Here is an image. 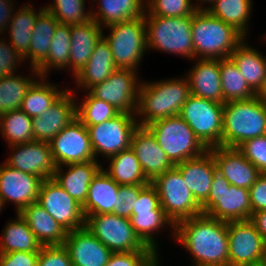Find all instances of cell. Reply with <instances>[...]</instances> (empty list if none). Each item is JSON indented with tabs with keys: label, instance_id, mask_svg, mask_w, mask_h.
<instances>
[{
	"label": "cell",
	"instance_id": "34",
	"mask_svg": "<svg viewBox=\"0 0 266 266\" xmlns=\"http://www.w3.org/2000/svg\"><path fill=\"white\" fill-rule=\"evenodd\" d=\"M1 237L0 253L39 252L43 247L20 213L5 225Z\"/></svg>",
	"mask_w": 266,
	"mask_h": 266
},
{
	"label": "cell",
	"instance_id": "8",
	"mask_svg": "<svg viewBox=\"0 0 266 266\" xmlns=\"http://www.w3.org/2000/svg\"><path fill=\"white\" fill-rule=\"evenodd\" d=\"M110 30L103 37L109 43L117 68L137 70L147 49L145 18H135L106 26Z\"/></svg>",
	"mask_w": 266,
	"mask_h": 266
},
{
	"label": "cell",
	"instance_id": "36",
	"mask_svg": "<svg viewBox=\"0 0 266 266\" xmlns=\"http://www.w3.org/2000/svg\"><path fill=\"white\" fill-rule=\"evenodd\" d=\"M108 170L104 171L119 185H147L151 183L145 176L135 152L123 150L109 157Z\"/></svg>",
	"mask_w": 266,
	"mask_h": 266
},
{
	"label": "cell",
	"instance_id": "52",
	"mask_svg": "<svg viewBox=\"0 0 266 266\" xmlns=\"http://www.w3.org/2000/svg\"><path fill=\"white\" fill-rule=\"evenodd\" d=\"M252 214L266 209V173H261L249 189Z\"/></svg>",
	"mask_w": 266,
	"mask_h": 266
},
{
	"label": "cell",
	"instance_id": "21",
	"mask_svg": "<svg viewBox=\"0 0 266 266\" xmlns=\"http://www.w3.org/2000/svg\"><path fill=\"white\" fill-rule=\"evenodd\" d=\"M208 150L213 155L217 172L231 185L250 189L261 175L238 148L219 146Z\"/></svg>",
	"mask_w": 266,
	"mask_h": 266
},
{
	"label": "cell",
	"instance_id": "55",
	"mask_svg": "<svg viewBox=\"0 0 266 266\" xmlns=\"http://www.w3.org/2000/svg\"><path fill=\"white\" fill-rule=\"evenodd\" d=\"M257 97H259L260 99H262L264 102H266V77L263 83L262 88L260 89V91L257 93Z\"/></svg>",
	"mask_w": 266,
	"mask_h": 266
},
{
	"label": "cell",
	"instance_id": "31",
	"mask_svg": "<svg viewBox=\"0 0 266 266\" xmlns=\"http://www.w3.org/2000/svg\"><path fill=\"white\" fill-rule=\"evenodd\" d=\"M59 22L47 10L43 9L37 16L34 30L29 45V58L31 71L33 76L40 78L39 72L36 70L46 59L49 53V47Z\"/></svg>",
	"mask_w": 266,
	"mask_h": 266
},
{
	"label": "cell",
	"instance_id": "7",
	"mask_svg": "<svg viewBox=\"0 0 266 266\" xmlns=\"http://www.w3.org/2000/svg\"><path fill=\"white\" fill-rule=\"evenodd\" d=\"M201 209L202 214L225 222L250 219L252 208L249 189L231 185L216 171L208 198Z\"/></svg>",
	"mask_w": 266,
	"mask_h": 266
},
{
	"label": "cell",
	"instance_id": "25",
	"mask_svg": "<svg viewBox=\"0 0 266 266\" xmlns=\"http://www.w3.org/2000/svg\"><path fill=\"white\" fill-rule=\"evenodd\" d=\"M68 168L65 173L62 167ZM102 168L97 160H91L84 163H70L63 166H57L53 179L81 206L84 205L89 185L93 177Z\"/></svg>",
	"mask_w": 266,
	"mask_h": 266
},
{
	"label": "cell",
	"instance_id": "24",
	"mask_svg": "<svg viewBox=\"0 0 266 266\" xmlns=\"http://www.w3.org/2000/svg\"><path fill=\"white\" fill-rule=\"evenodd\" d=\"M195 200L202 205L208 198L214 174L217 171L212 153L185 160L175 165Z\"/></svg>",
	"mask_w": 266,
	"mask_h": 266
},
{
	"label": "cell",
	"instance_id": "51",
	"mask_svg": "<svg viewBox=\"0 0 266 266\" xmlns=\"http://www.w3.org/2000/svg\"><path fill=\"white\" fill-rule=\"evenodd\" d=\"M39 252L0 253V266H37Z\"/></svg>",
	"mask_w": 266,
	"mask_h": 266
},
{
	"label": "cell",
	"instance_id": "56",
	"mask_svg": "<svg viewBox=\"0 0 266 266\" xmlns=\"http://www.w3.org/2000/svg\"><path fill=\"white\" fill-rule=\"evenodd\" d=\"M214 2H215V0H197V3H198L197 10H205V8H204L205 6H203V3H206V4L208 3L207 5H209V3H210L209 7H211V5Z\"/></svg>",
	"mask_w": 266,
	"mask_h": 266
},
{
	"label": "cell",
	"instance_id": "46",
	"mask_svg": "<svg viewBox=\"0 0 266 266\" xmlns=\"http://www.w3.org/2000/svg\"><path fill=\"white\" fill-rule=\"evenodd\" d=\"M154 251L112 252L105 266H159Z\"/></svg>",
	"mask_w": 266,
	"mask_h": 266
},
{
	"label": "cell",
	"instance_id": "12",
	"mask_svg": "<svg viewBox=\"0 0 266 266\" xmlns=\"http://www.w3.org/2000/svg\"><path fill=\"white\" fill-rule=\"evenodd\" d=\"M135 114L120 112L114 118L93 126H86L95 155L109 158L131 147L132 135L139 126Z\"/></svg>",
	"mask_w": 266,
	"mask_h": 266
},
{
	"label": "cell",
	"instance_id": "22",
	"mask_svg": "<svg viewBox=\"0 0 266 266\" xmlns=\"http://www.w3.org/2000/svg\"><path fill=\"white\" fill-rule=\"evenodd\" d=\"M63 246L72 266H105L112 253L87 227L68 231Z\"/></svg>",
	"mask_w": 266,
	"mask_h": 266
},
{
	"label": "cell",
	"instance_id": "19",
	"mask_svg": "<svg viewBox=\"0 0 266 266\" xmlns=\"http://www.w3.org/2000/svg\"><path fill=\"white\" fill-rule=\"evenodd\" d=\"M10 147L12 155L10 154V157L5 161L7 165L22 172L36 175L42 180L53 178L57 166L48 142L32 141Z\"/></svg>",
	"mask_w": 266,
	"mask_h": 266
},
{
	"label": "cell",
	"instance_id": "43",
	"mask_svg": "<svg viewBox=\"0 0 266 266\" xmlns=\"http://www.w3.org/2000/svg\"><path fill=\"white\" fill-rule=\"evenodd\" d=\"M85 100L76 103V117L85 125L93 126L110 120L120 112L108 102L95 98L86 91Z\"/></svg>",
	"mask_w": 266,
	"mask_h": 266
},
{
	"label": "cell",
	"instance_id": "33",
	"mask_svg": "<svg viewBox=\"0 0 266 266\" xmlns=\"http://www.w3.org/2000/svg\"><path fill=\"white\" fill-rule=\"evenodd\" d=\"M98 0H94L96 2ZM146 0H99V11L91 10L92 19L101 28L144 16ZM103 22V23H102Z\"/></svg>",
	"mask_w": 266,
	"mask_h": 266
},
{
	"label": "cell",
	"instance_id": "48",
	"mask_svg": "<svg viewBox=\"0 0 266 266\" xmlns=\"http://www.w3.org/2000/svg\"><path fill=\"white\" fill-rule=\"evenodd\" d=\"M145 186L146 185H120L116 208L113 209L112 213L130 219L135 201L138 198L140 191Z\"/></svg>",
	"mask_w": 266,
	"mask_h": 266
},
{
	"label": "cell",
	"instance_id": "54",
	"mask_svg": "<svg viewBox=\"0 0 266 266\" xmlns=\"http://www.w3.org/2000/svg\"><path fill=\"white\" fill-rule=\"evenodd\" d=\"M266 243V209L254 212L250 218Z\"/></svg>",
	"mask_w": 266,
	"mask_h": 266
},
{
	"label": "cell",
	"instance_id": "28",
	"mask_svg": "<svg viewBox=\"0 0 266 266\" xmlns=\"http://www.w3.org/2000/svg\"><path fill=\"white\" fill-rule=\"evenodd\" d=\"M116 69L109 43L102 36L88 62L74 78L78 88L88 91L94 85L105 81Z\"/></svg>",
	"mask_w": 266,
	"mask_h": 266
},
{
	"label": "cell",
	"instance_id": "53",
	"mask_svg": "<svg viewBox=\"0 0 266 266\" xmlns=\"http://www.w3.org/2000/svg\"><path fill=\"white\" fill-rule=\"evenodd\" d=\"M13 0H0V35L5 34L10 20L15 13ZM13 7V8H12Z\"/></svg>",
	"mask_w": 266,
	"mask_h": 266
},
{
	"label": "cell",
	"instance_id": "58",
	"mask_svg": "<svg viewBox=\"0 0 266 266\" xmlns=\"http://www.w3.org/2000/svg\"><path fill=\"white\" fill-rule=\"evenodd\" d=\"M4 202L3 200L0 198V211H2L3 207H4Z\"/></svg>",
	"mask_w": 266,
	"mask_h": 266
},
{
	"label": "cell",
	"instance_id": "59",
	"mask_svg": "<svg viewBox=\"0 0 266 266\" xmlns=\"http://www.w3.org/2000/svg\"><path fill=\"white\" fill-rule=\"evenodd\" d=\"M263 262L266 265V246H265V250H264Z\"/></svg>",
	"mask_w": 266,
	"mask_h": 266
},
{
	"label": "cell",
	"instance_id": "40",
	"mask_svg": "<svg viewBox=\"0 0 266 266\" xmlns=\"http://www.w3.org/2000/svg\"><path fill=\"white\" fill-rule=\"evenodd\" d=\"M220 76L223 104L232 100H248L257 96L230 57L220 59Z\"/></svg>",
	"mask_w": 266,
	"mask_h": 266
},
{
	"label": "cell",
	"instance_id": "32",
	"mask_svg": "<svg viewBox=\"0 0 266 266\" xmlns=\"http://www.w3.org/2000/svg\"><path fill=\"white\" fill-rule=\"evenodd\" d=\"M244 39L231 53L230 58L236 64L249 87L257 94L266 77V57Z\"/></svg>",
	"mask_w": 266,
	"mask_h": 266
},
{
	"label": "cell",
	"instance_id": "39",
	"mask_svg": "<svg viewBox=\"0 0 266 266\" xmlns=\"http://www.w3.org/2000/svg\"><path fill=\"white\" fill-rule=\"evenodd\" d=\"M70 25L58 24L50 47L47 59L36 69L41 77H46L52 69H67L70 58L71 47Z\"/></svg>",
	"mask_w": 266,
	"mask_h": 266
},
{
	"label": "cell",
	"instance_id": "5",
	"mask_svg": "<svg viewBox=\"0 0 266 266\" xmlns=\"http://www.w3.org/2000/svg\"><path fill=\"white\" fill-rule=\"evenodd\" d=\"M148 14V15H147ZM146 24L147 49L179 54L194 59L191 33L192 16L162 17L144 13Z\"/></svg>",
	"mask_w": 266,
	"mask_h": 266
},
{
	"label": "cell",
	"instance_id": "30",
	"mask_svg": "<svg viewBox=\"0 0 266 266\" xmlns=\"http://www.w3.org/2000/svg\"><path fill=\"white\" fill-rule=\"evenodd\" d=\"M119 186L102 167L89 185L87 199L82 206L85 218L89 215L112 213L116 208Z\"/></svg>",
	"mask_w": 266,
	"mask_h": 266
},
{
	"label": "cell",
	"instance_id": "57",
	"mask_svg": "<svg viewBox=\"0 0 266 266\" xmlns=\"http://www.w3.org/2000/svg\"><path fill=\"white\" fill-rule=\"evenodd\" d=\"M240 266H266L263 261L257 262V263H252V264H244Z\"/></svg>",
	"mask_w": 266,
	"mask_h": 266
},
{
	"label": "cell",
	"instance_id": "41",
	"mask_svg": "<svg viewBox=\"0 0 266 266\" xmlns=\"http://www.w3.org/2000/svg\"><path fill=\"white\" fill-rule=\"evenodd\" d=\"M32 118L17 109L0 115V132L9 146L34 141Z\"/></svg>",
	"mask_w": 266,
	"mask_h": 266
},
{
	"label": "cell",
	"instance_id": "26",
	"mask_svg": "<svg viewBox=\"0 0 266 266\" xmlns=\"http://www.w3.org/2000/svg\"><path fill=\"white\" fill-rule=\"evenodd\" d=\"M193 69L186 75L191 94L223 103L220 76V59H197Z\"/></svg>",
	"mask_w": 266,
	"mask_h": 266
},
{
	"label": "cell",
	"instance_id": "13",
	"mask_svg": "<svg viewBox=\"0 0 266 266\" xmlns=\"http://www.w3.org/2000/svg\"><path fill=\"white\" fill-rule=\"evenodd\" d=\"M130 222L140 240L155 253H158V244L153 235L164 226L169 225L174 230V223L166 216L160 206L156 188L147 184L139 193L132 209Z\"/></svg>",
	"mask_w": 266,
	"mask_h": 266
},
{
	"label": "cell",
	"instance_id": "16",
	"mask_svg": "<svg viewBox=\"0 0 266 266\" xmlns=\"http://www.w3.org/2000/svg\"><path fill=\"white\" fill-rule=\"evenodd\" d=\"M49 144L56 166L95 160L88 129L78 118L63 128Z\"/></svg>",
	"mask_w": 266,
	"mask_h": 266
},
{
	"label": "cell",
	"instance_id": "49",
	"mask_svg": "<svg viewBox=\"0 0 266 266\" xmlns=\"http://www.w3.org/2000/svg\"><path fill=\"white\" fill-rule=\"evenodd\" d=\"M37 266H72V262L63 245L43 246L39 251Z\"/></svg>",
	"mask_w": 266,
	"mask_h": 266
},
{
	"label": "cell",
	"instance_id": "3",
	"mask_svg": "<svg viewBox=\"0 0 266 266\" xmlns=\"http://www.w3.org/2000/svg\"><path fill=\"white\" fill-rule=\"evenodd\" d=\"M191 33L194 59L229 58L246 39L233 26L212 16L207 10H197L192 15Z\"/></svg>",
	"mask_w": 266,
	"mask_h": 266
},
{
	"label": "cell",
	"instance_id": "6",
	"mask_svg": "<svg viewBox=\"0 0 266 266\" xmlns=\"http://www.w3.org/2000/svg\"><path fill=\"white\" fill-rule=\"evenodd\" d=\"M146 127L174 165L199 157L208 150L179 115L156 120Z\"/></svg>",
	"mask_w": 266,
	"mask_h": 266
},
{
	"label": "cell",
	"instance_id": "20",
	"mask_svg": "<svg viewBox=\"0 0 266 266\" xmlns=\"http://www.w3.org/2000/svg\"><path fill=\"white\" fill-rule=\"evenodd\" d=\"M73 90L66 91L39 116L33 117L34 141L50 142L63 128L76 119Z\"/></svg>",
	"mask_w": 266,
	"mask_h": 266
},
{
	"label": "cell",
	"instance_id": "45",
	"mask_svg": "<svg viewBox=\"0 0 266 266\" xmlns=\"http://www.w3.org/2000/svg\"><path fill=\"white\" fill-rule=\"evenodd\" d=\"M192 3L191 0H146V11L162 17L192 16L197 11V3Z\"/></svg>",
	"mask_w": 266,
	"mask_h": 266
},
{
	"label": "cell",
	"instance_id": "50",
	"mask_svg": "<svg viewBox=\"0 0 266 266\" xmlns=\"http://www.w3.org/2000/svg\"><path fill=\"white\" fill-rule=\"evenodd\" d=\"M0 37V77L16 74V68L24 58L8 42ZM17 66V67H16Z\"/></svg>",
	"mask_w": 266,
	"mask_h": 266
},
{
	"label": "cell",
	"instance_id": "38",
	"mask_svg": "<svg viewBox=\"0 0 266 266\" xmlns=\"http://www.w3.org/2000/svg\"><path fill=\"white\" fill-rule=\"evenodd\" d=\"M48 77L37 78L28 89L26 96L22 100L20 109L28 114L31 118L39 116L66 91L60 90L59 85L46 82ZM41 80V81H39ZM45 81V82H44Z\"/></svg>",
	"mask_w": 266,
	"mask_h": 266
},
{
	"label": "cell",
	"instance_id": "10",
	"mask_svg": "<svg viewBox=\"0 0 266 266\" xmlns=\"http://www.w3.org/2000/svg\"><path fill=\"white\" fill-rule=\"evenodd\" d=\"M151 184L157 190L160 206L174 225L202 214L201 205L195 200L175 166L157 176Z\"/></svg>",
	"mask_w": 266,
	"mask_h": 266
},
{
	"label": "cell",
	"instance_id": "15",
	"mask_svg": "<svg viewBox=\"0 0 266 266\" xmlns=\"http://www.w3.org/2000/svg\"><path fill=\"white\" fill-rule=\"evenodd\" d=\"M37 202L67 231L85 227L82 206L53 178L42 181Z\"/></svg>",
	"mask_w": 266,
	"mask_h": 266
},
{
	"label": "cell",
	"instance_id": "47",
	"mask_svg": "<svg viewBox=\"0 0 266 266\" xmlns=\"http://www.w3.org/2000/svg\"><path fill=\"white\" fill-rule=\"evenodd\" d=\"M238 149L261 173H266V134L245 141Z\"/></svg>",
	"mask_w": 266,
	"mask_h": 266
},
{
	"label": "cell",
	"instance_id": "11",
	"mask_svg": "<svg viewBox=\"0 0 266 266\" xmlns=\"http://www.w3.org/2000/svg\"><path fill=\"white\" fill-rule=\"evenodd\" d=\"M85 227L112 252L153 251L136 235L128 218L113 213L89 215Z\"/></svg>",
	"mask_w": 266,
	"mask_h": 266
},
{
	"label": "cell",
	"instance_id": "23",
	"mask_svg": "<svg viewBox=\"0 0 266 266\" xmlns=\"http://www.w3.org/2000/svg\"><path fill=\"white\" fill-rule=\"evenodd\" d=\"M131 149L135 152L142 170L150 182L175 166L147 127L138 126L136 128L132 135Z\"/></svg>",
	"mask_w": 266,
	"mask_h": 266
},
{
	"label": "cell",
	"instance_id": "2",
	"mask_svg": "<svg viewBox=\"0 0 266 266\" xmlns=\"http://www.w3.org/2000/svg\"><path fill=\"white\" fill-rule=\"evenodd\" d=\"M190 95L187 77L149 83L142 81L136 112V117L139 115L138 119H141L138 125L146 127L156 120L179 115L182 105Z\"/></svg>",
	"mask_w": 266,
	"mask_h": 266
},
{
	"label": "cell",
	"instance_id": "17",
	"mask_svg": "<svg viewBox=\"0 0 266 266\" xmlns=\"http://www.w3.org/2000/svg\"><path fill=\"white\" fill-rule=\"evenodd\" d=\"M265 246L250 219L228 222L229 266L263 261Z\"/></svg>",
	"mask_w": 266,
	"mask_h": 266
},
{
	"label": "cell",
	"instance_id": "27",
	"mask_svg": "<svg viewBox=\"0 0 266 266\" xmlns=\"http://www.w3.org/2000/svg\"><path fill=\"white\" fill-rule=\"evenodd\" d=\"M71 47L69 65L73 76L88 62L96 43L103 36V30L93 19L77 25H70Z\"/></svg>",
	"mask_w": 266,
	"mask_h": 266
},
{
	"label": "cell",
	"instance_id": "9",
	"mask_svg": "<svg viewBox=\"0 0 266 266\" xmlns=\"http://www.w3.org/2000/svg\"><path fill=\"white\" fill-rule=\"evenodd\" d=\"M224 104L190 95L179 116L207 148L222 146Z\"/></svg>",
	"mask_w": 266,
	"mask_h": 266
},
{
	"label": "cell",
	"instance_id": "4",
	"mask_svg": "<svg viewBox=\"0 0 266 266\" xmlns=\"http://www.w3.org/2000/svg\"><path fill=\"white\" fill-rule=\"evenodd\" d=\"M266 134V102L255 96L224 103L222 146L238 148Z\"/></svg>",
	"mask_w": 266,
	"mask_h": 266
},
{
	"label": "cell",
	"instance_id": "1",
	"mask_svg": "<svg viewBox=\"0 0 266 266\" xmlns=\"http://www.w3.org/2000/svg\"><path fill=\"white\" fill-rule=\"evenodd\" d=\"M172 236L190 252L195 266H229L228 222L205 214L181 220Z\"/></svg>",
	"mask_w": 266,
	"mask_h": 266
},
{
	"label": "cell",
	"instance_id": "37",
	"mask_svg": "<svg viewBox=\"0 0 266 266\" xmlns=\"http://www.w3.org/2000/svg\"><path fill=\"white\" fill-rule=\"evenodd\" d=\"M252 0H215L211 7H205L212 16L233 26L245 38L248 33V20L251 14Z\"/></svg>",
	"mask_w": 266,
	"mask_h": 266
},
{
	"label": "cell",
	"instance_id": "29",
	"mask_svg": "<svg viewBox=\"0 0 266 266\" xmlns=\"http://www.w3.org/2000/svg\"><path fill=\"white\" fill-rule=\"evenodd\" d=\"M20 215L42 246L64 245L67 230L58 223L38 202L25 207Z\"/></svg>",
	"mask_w": 266,
	"mask_h": 266
},
{
	"label": "cell",
	"instance_id": "44",
	"mask_svg": "<svg viewBox=\"0 0 266 266\" xmlns=\"http://www.w3.org/2000/svg\"><path fill=\"white\" fill-rule=\"evenodd\" d=\"M47 9L60 24L77 25L92 20L91 10L85 11V0H53Z\"/></svg>",
	"mask_w": 266,
	"mask_h": 266
},
{
	"label": "cell",
	"instance_id": "14",
	"mask_svg": "<svg viewBox=\"0 0 266 266\" xmlns=\"http://www.w3.org/2000/svg\"><path fill=\"white\" fill-rule=\"evenodd\" d=\"M136 73V70L130 68H117L105 81L94 85L88 91L95 98L111 104L119 112L136 115L141 85Z\"/></svg>",
	"mask_w": 266,
	"mask_h": 266
},
{
	"label": "cell",
	"instance_id": "42",
	"mask_svg": "<svg viewBox=\"0 0 266 266\" xmlns=\"http://www.w3.org/2000/svg\"><path fill=\"white\" fill-rule=\"evenodd\" d=\"M31 78L18 73L0 77V115L20 109L28 89L37 80Z\"/></svg>",
	"mask_w": 266,
	"mask_h": 266
},
{
	"label": "cell",
	"instance_id": "18",
	"mask_svg": "<svg viewBox=\"0 0 266 266\" xmlns=\"http://www.w3.org/2000/svg\"><path fill=\"white\" fill-rule=\"evenodd\" d=\"M42 179L22 172L3 163L0 165V198L4 205L8 201L20 213L28 205L37 202Z\"/></svg>",
	"mask_w": 266,
	"mask_h": 266
},
{
	"label": "cell",
	"instance_id": "35",
	"mask_svg": "<svg viewBox=\"0 0 266 266\" xmlns=\"http://www.w3.org/2000/svg\"><path fill=\"white\" fill-rule=\"evenodd\" d=\"M28 4V5H26ZM23 4V6L15 10L16 14L10 20L7 30L9 31L10 41L9 43L16 49V51L24 58L28 60L29 58V45L31 42V36L34 30V25L38 14L44 9L41 7L38 12H36L29 5V2Z\"/></svg>",
	"mask_w": 266,
	"mask_h": 266
}]
</instances>
